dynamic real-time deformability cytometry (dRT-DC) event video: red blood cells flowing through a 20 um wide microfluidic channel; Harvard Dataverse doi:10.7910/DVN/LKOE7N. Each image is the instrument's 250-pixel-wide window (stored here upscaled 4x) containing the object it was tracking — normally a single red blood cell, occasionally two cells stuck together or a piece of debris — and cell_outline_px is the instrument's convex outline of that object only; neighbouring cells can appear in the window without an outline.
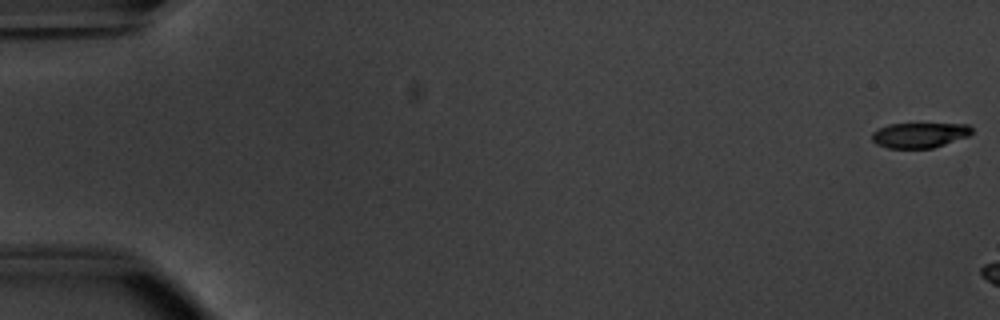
{"species": "common noctule bat (a hibernating species)", "species_latin": "Nyctalus noctula", "temperature_condition": "warm", "stored_images_in_passage": 10, "camera_frame_rate_fps": 3000, "um_per_image_px": 0.085, "animal": {"sex": "male", "body_mass_g": 20.1, "forearm_length_mm": 53.5}, "frame": {"image": 1, "passage_image": 1, "time_ms": 0.0, "image_size_px": [1000, 320], "cell_outline_px": [[972, 132], [968, 136], [932, 148], [888, 148], [876, 144], [872, 140], [872, 132], [876, 128], [888, 124], [968, 124], [972, 128]], "centroid_in_image_um": [78.11, 11.48], "position_along_channel_um": 6.9, "area_um2": 14.62}}